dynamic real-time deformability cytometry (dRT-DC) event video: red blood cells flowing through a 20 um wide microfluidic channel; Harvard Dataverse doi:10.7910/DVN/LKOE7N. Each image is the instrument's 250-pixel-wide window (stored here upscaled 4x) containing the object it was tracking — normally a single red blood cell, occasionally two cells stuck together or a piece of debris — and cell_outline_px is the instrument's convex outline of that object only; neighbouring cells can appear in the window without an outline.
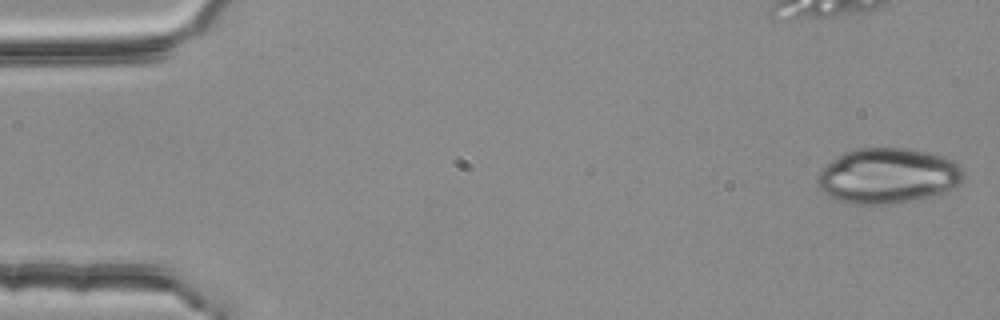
{"species": "common noctule bat (a hibernating species)", "species_latin": "Nyctalus noctula", "temperature_condition": "room temperature", "stored_images_in_passage": 3, "camera_frame_rate_fps": 3000, "um_per_image_px": 0.085, "animal": {"sex": "female", "body_mass_g": 25.1}, "frame": {"image": 1, "passage_image": 1, "time_ms": 0.0, "image_size_px": [1000, 320], "cell_outline_px": [[964, 180], [960, 184], [944, 192], [908, 200], [888, 204], [852, 204], [836, 200], [828, 196], [820, 188], [816, 180], [816, 176], [832, 160], [844, 152], [856, 148], [908, 148], [928, 152], [944, 156], [960, 164], [964, 172]], "centroid_in_image_um": [75.47, 14.93], "position_along_channel_um": 9.5, "area_um2": 47.05}}